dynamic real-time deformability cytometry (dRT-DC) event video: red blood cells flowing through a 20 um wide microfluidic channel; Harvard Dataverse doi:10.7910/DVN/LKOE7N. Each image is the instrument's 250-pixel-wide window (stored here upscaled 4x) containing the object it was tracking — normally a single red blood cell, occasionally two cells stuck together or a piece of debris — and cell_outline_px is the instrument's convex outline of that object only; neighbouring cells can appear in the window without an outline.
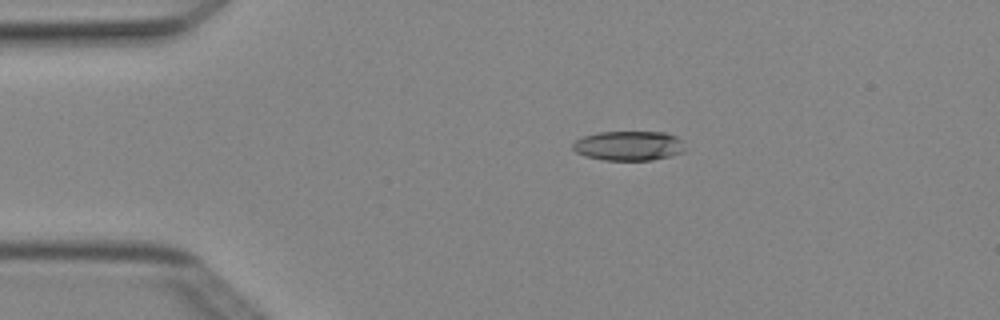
{"species": "Egyptian fruit bat (a non-hibernating species)", "species_latin": "Rousettus aegyptiacus", "temperature_condition": "cold", "stored_images_in_passage": 4, "camera_frame_rate_fps": 3000, "um_per_image_px": 0.085, "animal": {"sex": "female"}, "frame": {"image": 1, "passage_image": 3, "time_ms": 0.667, "image_size_px": [1000, 320], "cell_outline_px": [[684, 152], [672, 156], [652, 160], [604, 160], [584, 156], [576, 152], [572, 148], [572, 144], [580, 136], [600, 132], [664, 132], [676, 136], [680, 140], [684, 148]], "centroid_in_image_um": [53.41, 12.39], "position_along_channel_um": 31.6, "area_um2": 19.48}}